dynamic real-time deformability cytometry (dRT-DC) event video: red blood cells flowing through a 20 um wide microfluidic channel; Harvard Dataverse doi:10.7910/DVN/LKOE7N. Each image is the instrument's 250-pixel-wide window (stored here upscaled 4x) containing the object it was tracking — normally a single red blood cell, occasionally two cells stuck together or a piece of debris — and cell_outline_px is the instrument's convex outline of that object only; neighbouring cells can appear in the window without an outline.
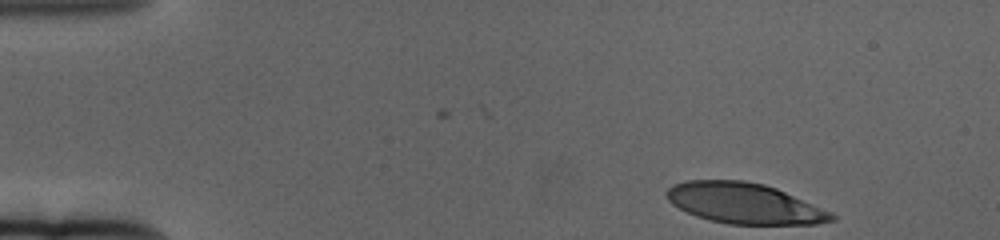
{"species": "human", "species_latin": "Homo sapiens", "temperature_condition": "cold", "stored_images_in_passage": 50, "camera_frame_rate_fps": 3000, "um_per_image_px": 0.085, "donor": {"sex": "female"}, "frame": {"image": 1, "passage_image": 1, "time_ms": 0.0, "image_size_px": [1000, 240], "cell_outline_px": [[836, 220], [816, 224], [728, 224], [708, 220], [696, 216], [672, 204], [668, 200], [664, 192], [672, 184], [688, 180], [744, 180], [764, 184], [776, 188], [832, 212], [836, 216]], "centroid_in_image_um": [63.26, 17.28], "position_along_channel_um": 21.7, "area_um2": 39.13}}
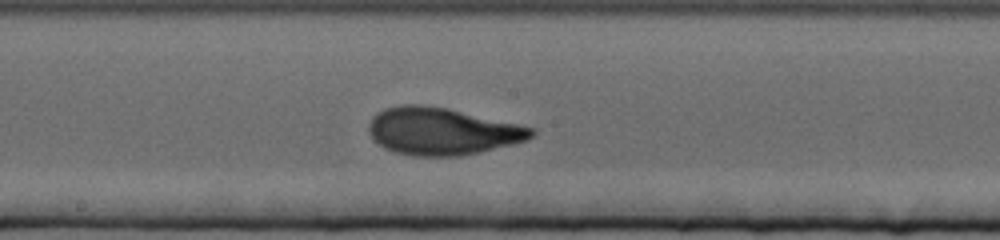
{"frame": {"image": 2, "passage_image": 27, "time_ms": 8.667, "image_size_px": [1000, 240], "cell_outline_px": [[536, 132], [528, 140], [512, 144], [460, 156], [412, 156], [396, 152], [384, 148], [368, 132], [368, 124], [372, 116], [376, 112], [384, 108], [400, 104], [420, 104], [448, 108], [536, 128]], "centroid_in_image_um": [37.56, 11.14], "position_along_channel_um": 210.6, "area_um2": 44.85}}
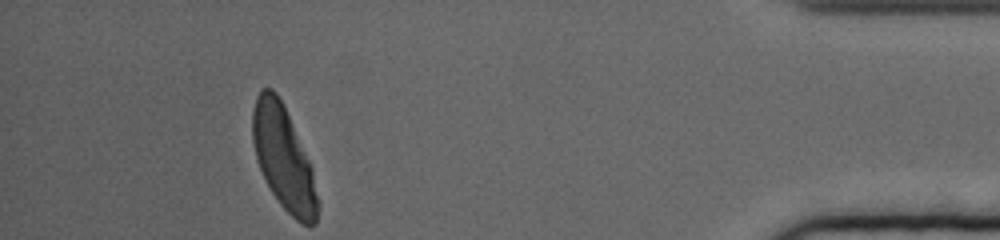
{"frame": {"image": 3, "passage_image": 50, "time_ms": 16.333, "image_size_px": [1000, 240], "cell_outline_px": [[320, 204], [316, 224], [300, 224], [280, 204], [272, 192], [256, 160], [252, 140], [252, 112], [256, 96], [264, 88], [272, 88], [276, 92], [288, 116], [312, 168]], "centroid_in_image_um": [24.1, 13.49], "position_along_channel_um": 411.1, "area_um2": 38.73}, "authors_computed_cell_mechanics": {"area_um2": 42.2807, "velocity_mm_per_s": 3.2989, "shape_relaxation_time_tau1_ms": 4.6554, "shape_relaxation_time_tau2_ms": 1.0315, "deformation_change_tau1": 0.2297, "deformation_change_tau2": 0.0692}}